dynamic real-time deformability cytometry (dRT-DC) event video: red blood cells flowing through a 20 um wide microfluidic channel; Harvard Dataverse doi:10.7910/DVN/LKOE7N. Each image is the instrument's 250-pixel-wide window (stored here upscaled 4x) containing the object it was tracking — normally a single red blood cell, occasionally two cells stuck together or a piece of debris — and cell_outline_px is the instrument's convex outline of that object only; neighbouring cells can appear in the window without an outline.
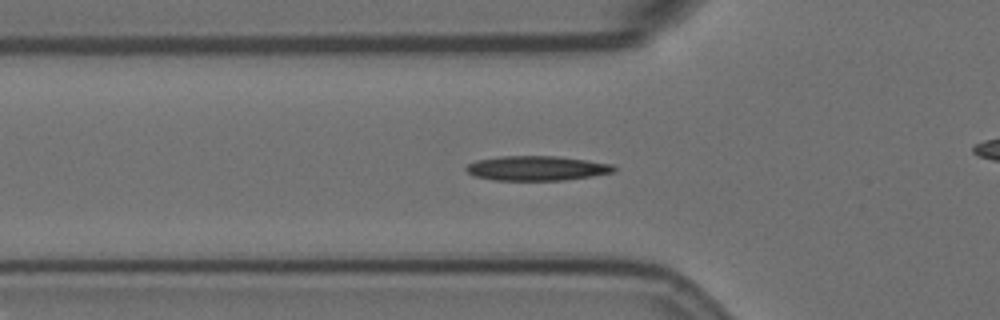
{"species": "Egyptian fruit bat (a non-hibernating species)", "species_latin": "Rousettus aegyptiacus", "temperature_condition": "room temperature", "stored_images_in_passage": 57, "camera_frame_rate_fps": 3000, "um_per_image_px": 0.085, "animal": {"sex": "female"}, "frame": {"image": 1, "passage_image": 18, "time_ms": 5.667, "image_size_px": [1000, 320], "cell_outline_px": [[616, 172], [592, 176], [564, 180], [496, 180], [472, 176], [464, 168], [468, 164], [476, 160], [500, 156], [556, 156], [588, 160], [612, 164], [616, 168]], "centroid_in_image_um": [45.63, 14.3], "position_along_channel_um": 80.2, "area_um2": 21.33}}
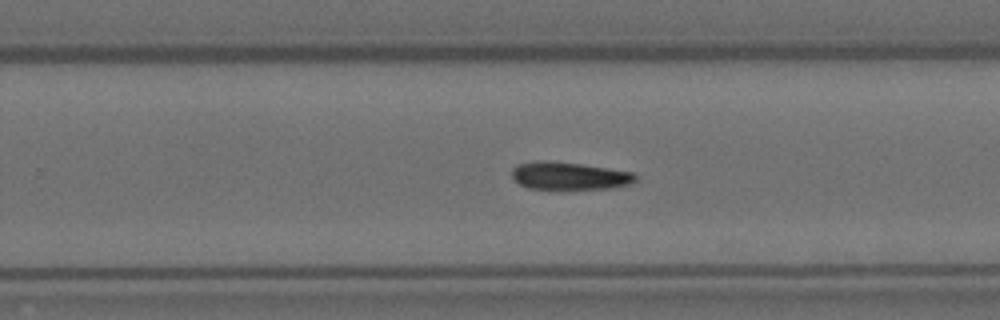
{"frame": {"image": 2, "passage_image": 35, "time_ms": 11.333, "image_size_px": [1000, 320], "cell_outline_px": [[636, 180], [632, 184], [612, 188], [528, 188], [512, 180], [512, 168], [516, 164], [536, 160], [548, 160], [580, 164], [608, 168], [632, 172], [636, 176]], "centroid_in_image_um": [48.35, 14.93], "position_along_channel_um": 281.5, "area_um2": 19.88}}
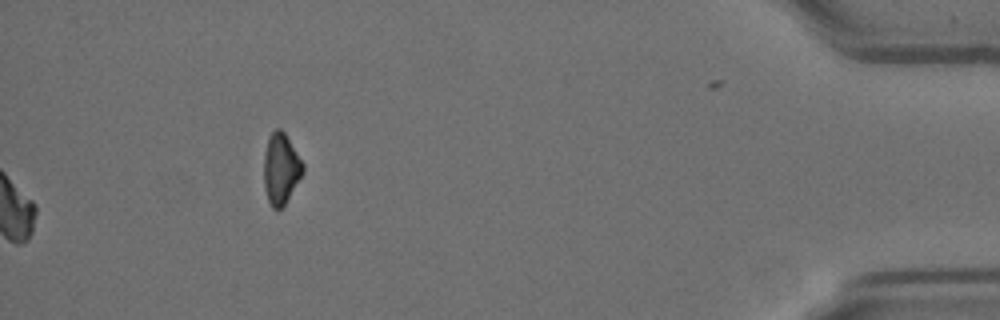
{"frame": {"image": 3, "passage_image": 57, "time_ms": 18.667, "image_size_px": [1000, 320], "cell_outline_px": [[304, 172], [284, 208], [272, 208], [268, 200], [264, 188], [264, 156], [268, 136], [276, 128], [280, 128], [284, 132], [304, 164]], "centroid_in_image_um": [23.88, 14.37], "position_along_channel_um": 411.3, "area_um2": 16.3}, "authors_computed_cell_mechanics": {"area_um2": 19.652, "velocity_mm_per_s": 3.5408, "shape_relaxation_time_tau1_ms": 10.1278, "shape_relaxation_time_tau2_ms": null, "deformation_change_tau1": 0.1547, "deformation_change_tau2": null}}